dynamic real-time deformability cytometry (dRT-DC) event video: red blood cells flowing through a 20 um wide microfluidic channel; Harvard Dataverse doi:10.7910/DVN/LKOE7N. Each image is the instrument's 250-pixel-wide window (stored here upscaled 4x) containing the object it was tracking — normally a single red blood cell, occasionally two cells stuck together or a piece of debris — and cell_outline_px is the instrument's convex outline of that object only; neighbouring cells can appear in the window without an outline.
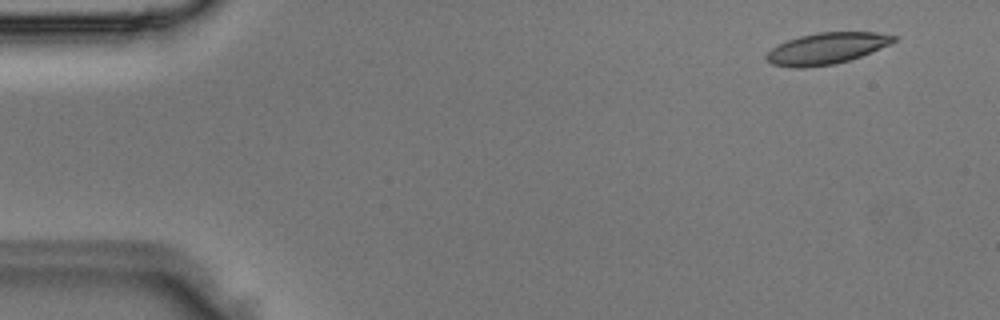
{"species": "Egyptian fruit bat (a non-hibernating species)", "species_latin": "Rousettus aegyptiacus", "temperature_condition": "room temperature", "stored_images_in_passage": 3, "camera_frame_rate_fps": 3000, "um_per_image_px": 0.085, "animal": {"sex": "male"}, "frame": {"image": 1, "passage_image": 1, "time_ms": 0.0, "image_size_px": [1000, 320], "cell_outline_px": [[896, 40], [888, 44], [860, 56], [836, 64], [804, 68], [792, 68], [772, 64], [764, 56], [772, 48], [788, 40], [800, 36], [820, 32], [876, 32], [896, 36]], "centroid_in_image_um": [70.22, 4.12], "position_along_channel_um": 14.8, "area_um2": 22.95}}
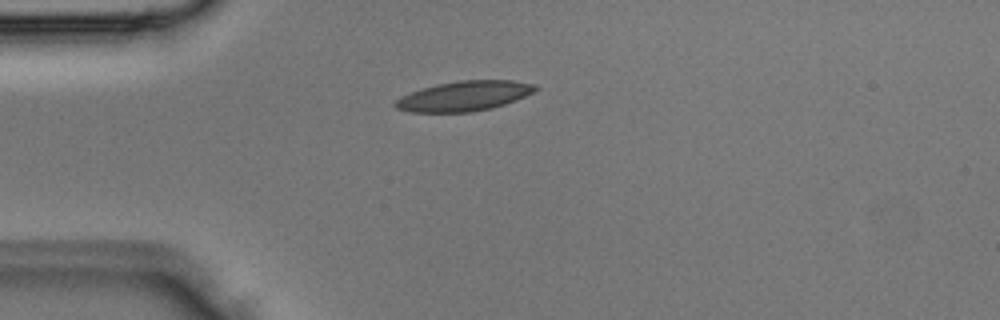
{"frame": {"image": 2, "passage_image": 3, "time_ms": 0.667, "image_size_px": [1000, 320], "cell_outline_px": [[540, 88], [516, 100], [492, 108], [472, 112], [412, 112], [396, 108], [392, 104], [400, 96], [420, 88], [436, 84], [460, 80], [512, 80], [536, 84]], "centroid_in_image_um": [39.44, 8.15], "position_along_channel_um": 45.6, "area_um2": 24.57}}